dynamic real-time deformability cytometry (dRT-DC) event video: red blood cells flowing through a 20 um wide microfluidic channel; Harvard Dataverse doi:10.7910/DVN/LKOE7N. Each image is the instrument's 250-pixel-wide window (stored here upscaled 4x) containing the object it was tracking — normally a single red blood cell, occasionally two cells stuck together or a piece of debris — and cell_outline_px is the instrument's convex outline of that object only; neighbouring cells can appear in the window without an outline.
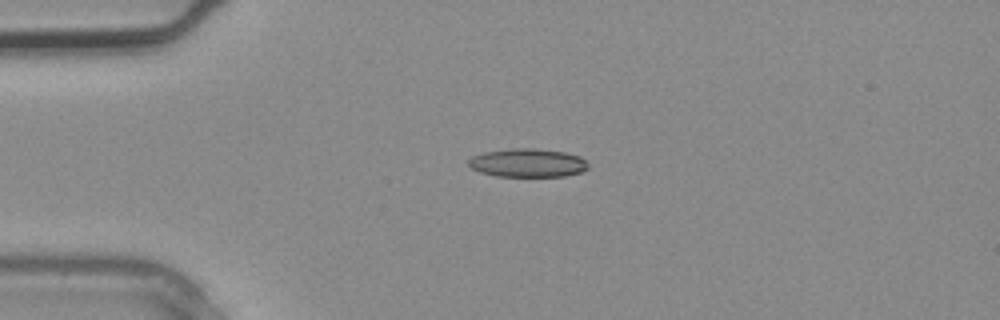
{"species": "common noctule bat (a hibernating species)", "species_latin": "Nyctalus noctula", "temperature_condition": "warm", "stored_images_in_passage": 3, "camera_frame_rate_fps": 3000, "um_per_image_px": 0.085, "animal": {"sex": "male", "body_mass_g": 20.4}, "frame": {"image": 1, "passage_image": 2, "time_ms": 0.333, "image_size_px": [1000, 320], "cell_outline_px": [[588, 168], [584, 172], [564, 176], [496, 176], [480, 172], [472, 168], [468, 164], [468, 160], [472, 156], [484, 152], [512, 148], [536, 148], [564, 152], [580, 156], [588, 164]], "centroid_in_image_um": [44.87, 13.84], "position_along_channel_um": 40.1, "area_um2": 19.94}}
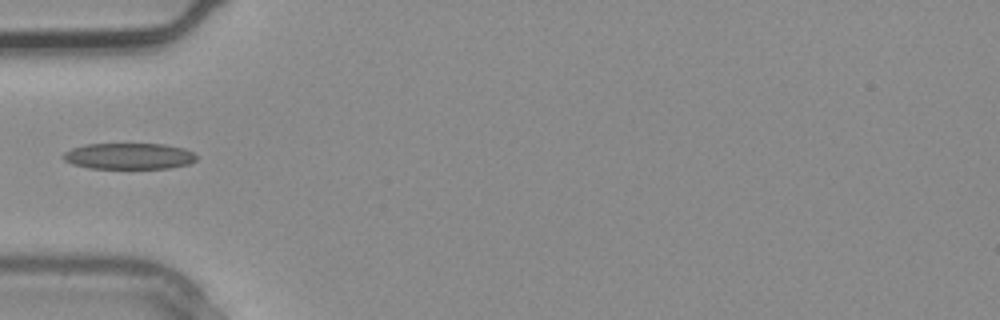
{"frame": {"image": 2, "passage_image": 3, "time_ms": 0.667, "image_size_px": [1000, 320], "cell_outline_px": [[196, 160], [188, 164], [168, 168], [88, 168], [72, 164], [64, 160], [60, 156], [64, 152], [72, 148], [84, 144], [164, 144], [184, 148], [192, 152], [196, 156]], "centroid_in_image_um": [10.92, 13.27], "position_along_channel_um": 74.1, "area_um2": 20.35}}